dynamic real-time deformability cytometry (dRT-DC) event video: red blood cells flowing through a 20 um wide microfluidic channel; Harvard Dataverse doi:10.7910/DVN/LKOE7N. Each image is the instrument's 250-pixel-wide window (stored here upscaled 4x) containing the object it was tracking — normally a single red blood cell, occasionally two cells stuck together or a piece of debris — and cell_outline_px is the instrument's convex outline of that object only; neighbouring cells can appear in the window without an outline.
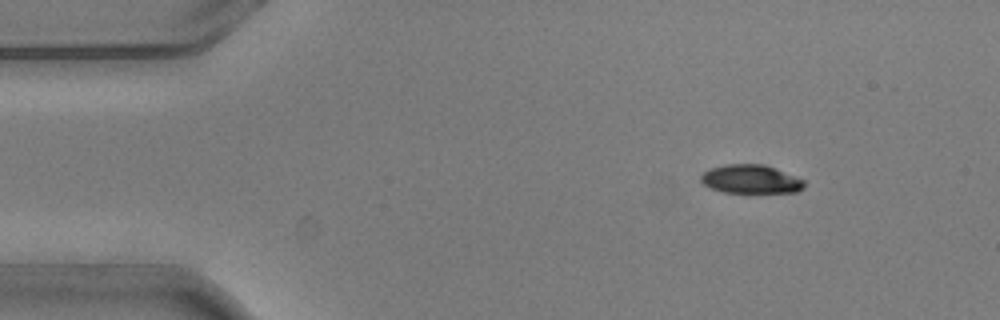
{"species": "common noctule bat (a hibernating species)", "species_latin": "Nyctalus noctula", "temperature_condition": "warm", "stored_images_in_passage": 5, "camera_frame_rate_fps": 3000, "um_per_image_px": 0.085, "animal": {"sex": "male", "body_mass_g": 20.5, "forearm_length_mm": 52.5}, "frame": {"image": 1, "passage_image": 2, "time_ms": 0.333, "image_size_px": [1000, 320], "cell_outline_px": [[804, 188], [796, 192], [724, 192], [712, 188], [704, 184], [700, 180], [700, 176], [704, 172], [712, 168], [724, 164], [764, 164], [804, 180]], "centroid_in_image_um": [63.81, 15.22], "position_along_channel_um": 21.2, "area_um2": 16.99}}